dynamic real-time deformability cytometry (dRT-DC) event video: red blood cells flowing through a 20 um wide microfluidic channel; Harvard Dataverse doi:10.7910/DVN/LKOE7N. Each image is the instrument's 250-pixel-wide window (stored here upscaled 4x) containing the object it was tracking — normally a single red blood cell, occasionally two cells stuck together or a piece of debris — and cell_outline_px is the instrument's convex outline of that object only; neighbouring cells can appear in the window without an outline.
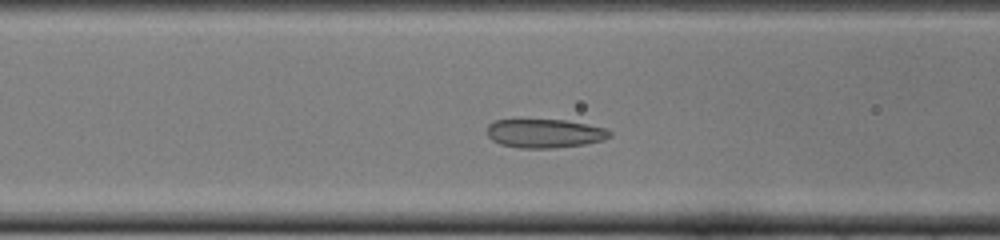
{"species": "common noctule bat (a hibernating species)", "species_latin": "Nyctalus noctula", "temperature_condition": "cold", "stored_images_in_passage": 45, "camera_frame_rate_fps": 3000, "um_per_image_px": 0.085, "animal": {"sex": "female", "body_mass_g": 22.0, "forearm_length_mm": 56.7}, "frame": {"image": 1, "passage_image": 13, "time_ms": 4.0, "image_size_px": [1000, 240], "cell_outline_px": [[612, 136], [604, 140], [584, 144], [552, 148], [520, 148], [500, 144], [492, 140], [488, 136], [488, 124], [496, 120], [564, 120], [608, 128], [612, 132]], "centroid_in_image_um": [46.34, 11.34], "position_along_channel_um": 120.3, "area_um2": 20.58}}
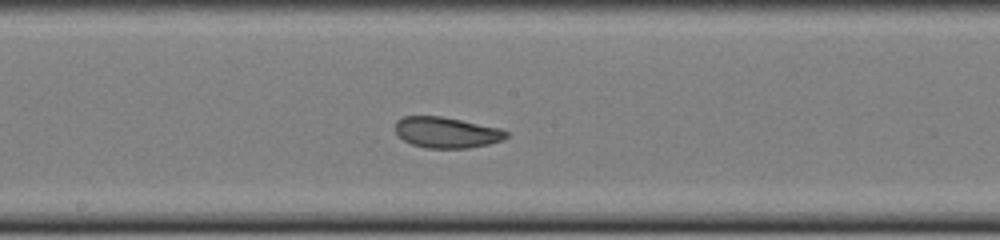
{"frame": {"image": 2, "passage_image": 20, "time_ms": 6.333, "image_size_px": [1000, 240], "cell_outline_px": [[508, 136], [504, 140], [488, 144], [468, 148], [424, 148], [412, 144], [404, 140], [396, 132], [396, 120], [404, 116], [440, 116], [500, 128], [508, 132]], "centroid_in_image_um": [37.97, 11.26], "position_along_channel_um": 210.2, "area_um2": 19.88}}
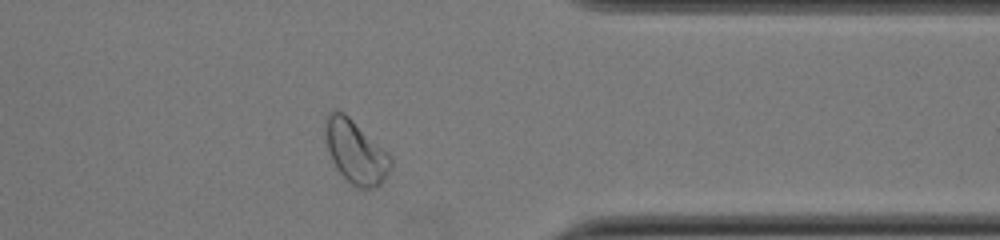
{"frame": {"image": 3, "passage_image": 34, "time_ms": 11.0, "image_size_px": [1000, 240], "cell_outline_px": [[392, 168], [384, 180], [380, 184], [372, 188], [356, 188], [336, 168], [324, 148], [324, 120], [328, 112], [332, 108], [336, 108], [344, 112], [388, 152], [392, 156]], "centroid_in_image_um": [30.18, 12.86], "position_along_channel_um": 381.2, "area_um2": 24.8}}